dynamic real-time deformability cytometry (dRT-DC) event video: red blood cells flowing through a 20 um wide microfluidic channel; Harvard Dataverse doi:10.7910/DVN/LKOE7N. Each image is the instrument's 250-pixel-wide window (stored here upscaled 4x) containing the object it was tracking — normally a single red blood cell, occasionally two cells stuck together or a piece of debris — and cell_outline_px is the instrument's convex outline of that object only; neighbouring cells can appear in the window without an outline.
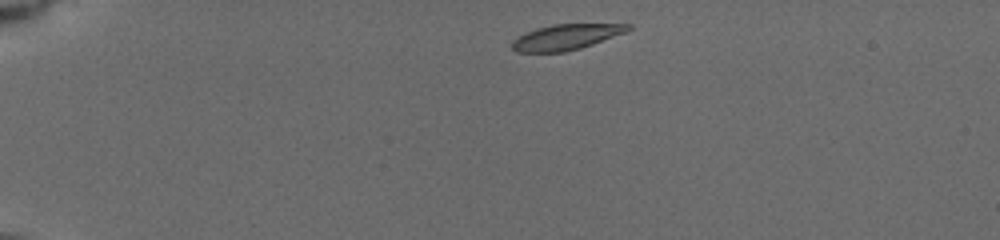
{"species": "common noctule bat (a hibernating species)", "species_latin": "Nyctalus noctula", "temperature_condition": "cold", "stored_images_in_passage": 20, "camera_frame_rate_fps": 3000, "um_per_image_px": 0.085, "animal": {"sex": "female", "body_mass_g": 19.5, "forearm_length_mm": 54.1}, "frame": {"image": 1, "passage_image": 1, "time_ms": 0.0, "image_size_px": [1000, 240], "cell_outline_px": [[632, 28], [624, 32], [592, 44], [580, 48], [564, 52], [516, 52], [512, 48], [512, 40], [536, 28], [552, 24], [632, 24]], "centroid_in_image_um": [48.09, 3.15], "position_along_channel_um": 36.9, "area_um2": 16.99}}
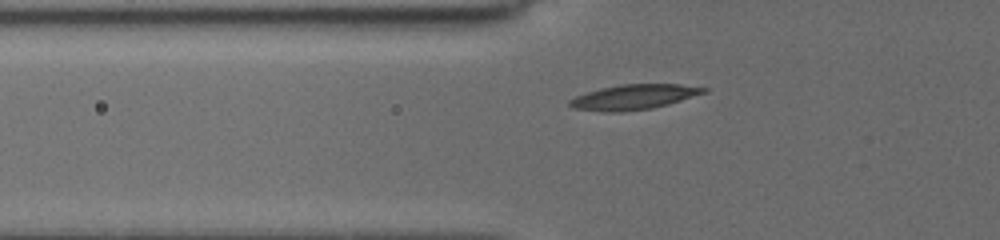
{"frame": {"image": 2, "passage_image": 12, "time_ms": 2.667, "image_size_px": [1000, 240], "cell_outline_px": [[708, 92], [668, 104], [652, 108], [620, 112], [608, 112], [572, 108], [568, 104], [568, 100], [576, 96], [600, 88], [620, 84], [680, 84], [708, 88]], "centroid_in_image_um": [53.88, 8.24], "position_along_channel_um": 71.9, "area_um2": 19.54}}
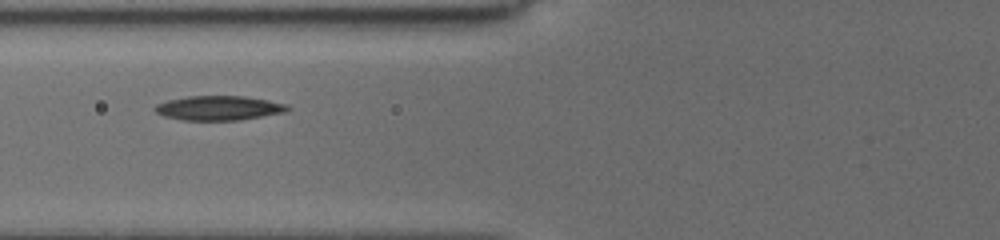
{"frame": {"image": 3, "passage_image": 19, "time_ms": 3.667, "image_size_px": [1000, 240], "cell_outline_px": [[292, 108], [288, 112], [240, 120], [180, 120], [164, 116], [156, 112], [152, 108], [156, 104], [168, 100], [188, 96], [244, 96], [268, 100], [288, 104]], "centroid_in_image_um": [18.63, 9.18], "position_along_channel_um": 107.2, "area_um2": 19.13}}